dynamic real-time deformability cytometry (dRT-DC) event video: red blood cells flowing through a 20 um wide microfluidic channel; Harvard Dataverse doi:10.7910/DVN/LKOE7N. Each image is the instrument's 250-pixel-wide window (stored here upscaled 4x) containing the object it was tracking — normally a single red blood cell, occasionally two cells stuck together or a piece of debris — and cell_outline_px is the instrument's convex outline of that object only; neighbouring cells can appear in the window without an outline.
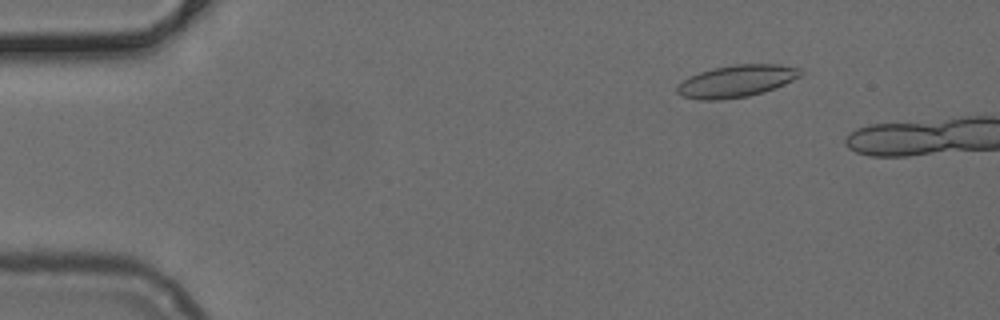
{"species": "common noctule bat (a hibernating species)", "species_latin": "Nyctalus noctula", "temperature_condition": "cold", "stored_images_in_passage": 10, "camera_frame_rate_fps": 3000, "um_per_image_px": 0.085, "animal": {"sex": "female", "body_mass_g": 24.6, "forearm_length_mm": 56.2}, "frame": {"image": 1, "passage_image": 7, "time_ms": 2.0, "image_size_px": [1000, 320], "cell_outline_px": [[804, 72], [800, 76], [776, 88], [764, 92], [748, 96], [720, 100], [700, 100], [680, 96], [676, 92], [676, 88], [688, 76], [712, 68], [732, 64], [780, 64], [800, 68]], "centroid_in_image_um": [62.6, 6.89], "position_along_channel_um": 22.4, "area_um2": 23.29}}